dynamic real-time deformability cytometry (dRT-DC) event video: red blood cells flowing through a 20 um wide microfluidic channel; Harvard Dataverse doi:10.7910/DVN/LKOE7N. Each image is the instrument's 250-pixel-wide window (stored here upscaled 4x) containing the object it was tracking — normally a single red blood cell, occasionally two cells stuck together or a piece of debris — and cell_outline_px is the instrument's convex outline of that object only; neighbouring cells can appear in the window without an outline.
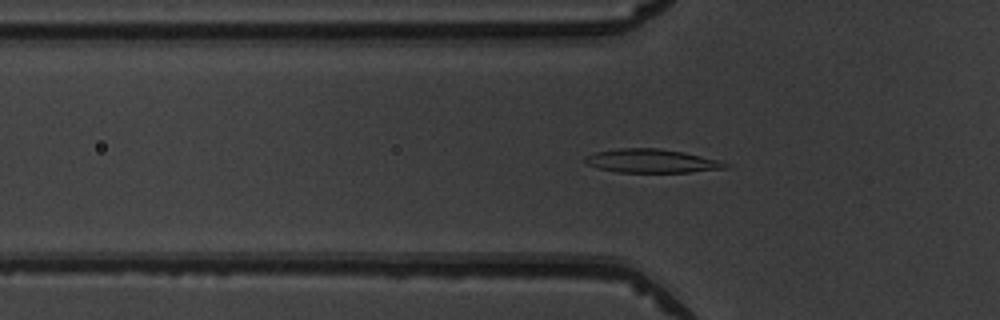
{"species": "common noctule bat (a hibernating species)", "species_latin": "Nyctalus noctula", "temperature_condition": "warm", "stored_images_in_passage": 51, "camera_frame_rate_fps": 3000, "um_per_image_px": 0.085, "animal": {"sex": "male", "body_mass_g": 19.5, "forearm_length_mm": 54.6}, "frame": {"image": 1, "passage_image": 17, "time_ms": 5.333, "image_size_px": [1000, 320], "cell_outline_px": [[728, 168], [688, 172], [616, 172], [584, 164], [584, 156], [592, 152], [620, 148], [660, 148], [684, 152], [720, 160], [728, 164]], "centroid_in_image_um": [55.34, 13.67], "position_along_channel_um": 70.5, "area_um2": 19.48}}
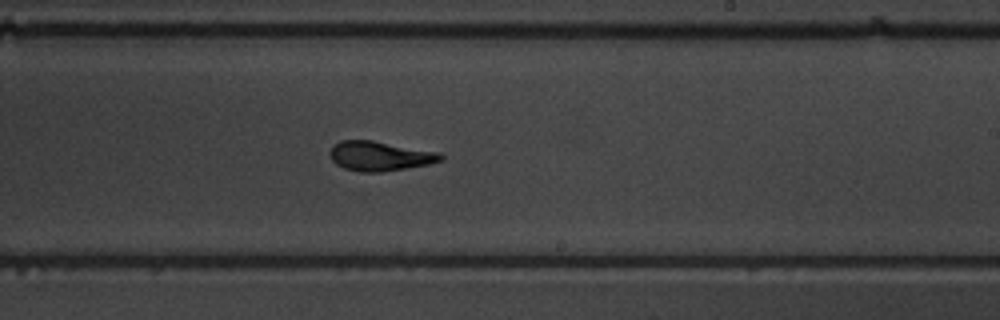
{"frame": {"image": 2, "passage_image": 31, "time_ms": 10.0, "image_size_px": [1000, 320], "cell_outline_px": [[444, 160], [428, 164], [380, 172], [360, 172], [344, 168], [336, 164], [332, 160], [328, 152], [332, 144], [340, 140], [372, 140], [440, 152], [444, 156]], "centroid_in_image_um": [32.26, 13.25], "position_along_channel_um": 256.7, "area_um2": 19.25}}
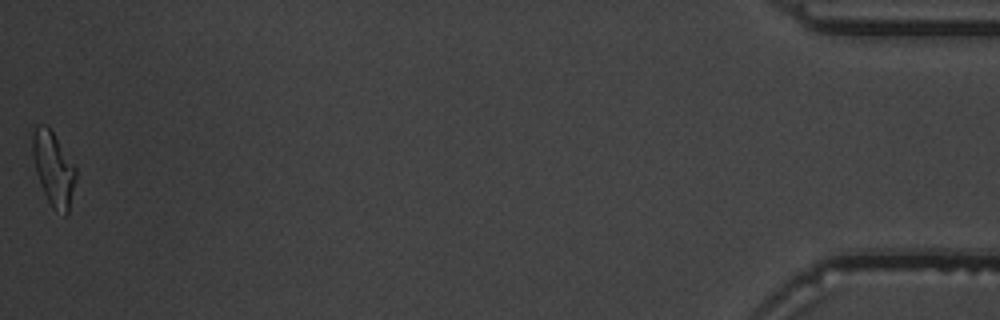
{"frame": {"image": 3, "passage_image": 51, "time_ms": 16.667, "image_size_px": [1000, 320], "cell_outline_px": [[76, 180], [68, 212], [64, 216], [52, 208], [40, 184], [36, 172], [32, 152], [32, 132], [36, 124], [44, 124], [52, 132], [76, 164]], "centroid_in_image_um": [4.56, 14.33], "position_along_channel_um": 430.6, "area_um2": 18.79}, "authors_computed_cell_mechanics": {"area_um2": 19.074, "velocity_mm_per_s": 3.9994, "shape_relaxation_time_tau1_ms": 3.8017, "shape_relaxation_time_tau2_ms": 1.5354, "deformation_change_tau1": 0.1706, "deformation_change_tau2": 0.0733}}